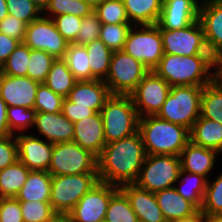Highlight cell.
Returning <instances> with one entry per match:
<instances>
[{
    "label": "cell",
    "instance_id": "6da1fadb",
    "mask_svg": "<svg viewBox=\"0 0 222 222\" xmlns=\"http://www.w3.org/2000/svg\"><path fill=\"white\" fill-rule=\"evenodd\" d=\"M146 157L140 132L107 143L97 157L100 182L115 186L136 182Z\"/></svg>",
    "mask_w": 222,
    "mask_h": 222
},
{
    "label": "cell",
    "instance_id": "7a4b0ae2",
    "mask_svg": "<svg viewBox=\"0 0 222 222\" xmlns=\"http://www.w3.org/2000/svg\"><path fill=\"white\" fill-rule=\"evenodd\" d=\"M146 155H175L190 141L189 130L156 115L139 118V129Z\"/></svg>",
    "mask_w": 222,
    "mask_h": 222
},
{
    "label": "cell",
    "instance_id": "3957f363",
    "mask_svg": "<svg viewBox=\"0 0 222 222\" xmlns=\"http://www.w3.org/2000/svg\"><path fill=\"white\" fill-rule=\"evenodd\" d=\"M100 114L106 144L138 132L140 117L130 95L112 94Z\"/></svg>",
    "mask_w": 222,
    "mask_h": 222
},
{
    "label": "cell",
    "instance_id": "277c9868",
    "mask_svg": "<svg viewBox=\"0 0 222 222\" xmlns=\"http://www.w3.org/2000/svg\"><path fill=\"white\" fill-rule=\"evenodd\" d=\"M153 71L173 86H205L214 76L202 65L196 55L165 54Z\"/></svg>",
    "mask_w": 222,
    "mask_h": 222
},
{
    "label": "cell",
    "instance_id": "5b68a950",
    "mask_svg": "<svg viewBox=\"0 0 222 222\" xmlns=\"http://www.w3.org/2000/svg\"><path fill=\"white\" fill-rule=\"evenodd\" d=\"M204 86H173L156 116L191 130L201 114Z\"/></svg>",
    "mask_w": 222,
    "mask_h": 222
},
{
    "label": "cell",
    "instance_id": "8992f818",
    "mask_svg": "<svg viewBox=\"0 0 222 222\" xmlns=\"http://www.w3.org/2000/svg\"><path fill=\"white\" fill-rule=\"evenodd\" d=\"M98 182V173L52 176L50 205L58 215H67Z\"/></svg>",
    "mask_w": 222,
    "mask_h": 222
},
{
    "label": "cell",
    "instance_id": "52a82bcc",
    "mask_svg": "<svg viewBox=\"0 0 222 222\" xmlns=\"http://www.w3.org/2000/svg\"><path fill=\"white\" fill-rule=\"evenodd\" d=\"M180 156L146 155L139 176L134 184L149 192L172 188L179 180Z\"/></svg>",
    "mask_w": 222,
    "mask_h": 222
},
{
    "label": "cell",
    "instance_id": "ba28073f",
    "mask_svg": "<svg viewBox=\"0 0 222 222\" xmlns=\"http://www.w3.org/2000/svg\"><path fill=\"white\" fill-rule=\"evenodd\" d=\"M123 51L153 70L164 55L159 27L156 24L132 25Z\"/></svg>",
    "mask_w": 222,
    "mask_h": 222
},
{
    "label": "cell",
    "instance_id": "9c48e42d",
    "mask_svg": "<svg viewBox=\"0 0 222 222\" xmlns=\"http://www.w3.org/2000/svg\"><path fill=\"white\" fill-rule=\"evenodd\" d=\"M48 172L52 176L97 173V157L73 141L56 143Z\"/></svg>",
    "mask_w": 222,
    "mask_h": 222
},
{
    "label": "cell",
    "instance_id": "30bf717a",
    "mask_svg": "<svg viewBox=\"0 0 222 222\" xmlns=\"http://www.w3.org/2000/svg\"><path fill=\"white\" fill-rule=\"evenodd\" d=\"M150 70L123 50L113 51L110 67L103 80L111 94L130 95Z\"/></svg>",
    "mask_w": 222,
    "mask_h": 222
},
{
    "label": "cell",
    "instance_id": "8fae6325",
    "mask_svg": "<svg viewBox=\"0 0 222 222\" xmlns=\"http://www.w3.org/2000/svg\"><path fill=\"white\" fill-rule=\"evenodd\" d=\"M24 44L43 50L55 59L64 58L69 42L58 32L52 18L42 16L26 26Z\"/></svg>",
    "mask_w": 222,
    "mask_h": 222
},
{
    "label": "cell",
    "instance_id": "7c38bea8",
    "mask_svg": "<svg viewBox=\"0 0 222 222\" xmlns=\"http://www.w3.org/2000/svg\"><path fill=\"white\" fill-rule=\"evenodd\" d=\"M171 86L153 70L149 71L130 93L140 118L157 115L164 104Z\"/></svg>",
    "mask_w": 222,
    "mask_h": 222
},
{
    "label": "cell",
    "instance_id": "4fadbf2b",
    "mask_svg": "<svg viewBox=\"0 0 222 222\" xmlns=\"http://www.w3.org/2000/svg\"><path fill=\"white\" fill-rule=\"evenodd\" d=\"M118 190V186L99 181L80 198L67 214L70 222H99L105 220L108 203Z\"/></svg>",
    "mask_w": 222,
    "mask_h": 222
},
{
    "label": "cell",
    "instance_id": "5bb4252c",
    "mask_svg": "<svg viewBox=\"0 0 222 222\" xmlns=\"http://www.w3.org/2000/svg\"><path fill=\"white\" fill-rule=\"evenodd\" d=\"M16 135L18 160L29 170L48 171L54 144L33 134Z\"/></svg>",
    "mask_w": 222,
    "mask_h": 222
},
{
    "label": "cell",
    "instance_id": "9a60e30c",
    "mask_svg": "<svg viewBox=\"0 0 222 222\" xmlns=\"http://www.w3.org/2000/svg\"><path fill=\"white\" fill-rule=\"evenodd\" d=\"M163 50L165 54L193 56L204 31L200 21L197 20L183 29L166 30L160 29Z\"/></svg>",
    "mask_w": 222,
    "mask_h": 222
},
{
    "label": "cell",
    "instance_id": "2e32d148",
    "mask_svg": "<svg viewBox=\"0 0 222 222\" xmlns=\"http://www.w3.org/2000/svg\"><path fill=\"white\" fill-rule=\"evenodd\" d=\"M198 0H163L162 11L157 22L159 29H183L198 20Z\"/></svg>",
    "mask_w": 222,
    "mask_h": 222
},
{
    "label": "cell",
    "instance_id": "e0dca14e",
    "mask_svg": "<svg viewBox=\"0 0 222 222\" xmlns=\"http://www.w3.org/2000/svg\"><path fill=\"white\" fill-rule=\"evenodd\" d=\"M39 82L27 76H10L2 73L0 77V96L7 106L34 108Z\"/></svg>",
    "mask_w": 222,
    "mask_h": 222
},
{
    "label": "cell",
    "instance_id": "ac0fdd59",
    "mask_svg": "<svg viewBox=\"0 0 222 222\" xmlns=\"http://www.w3.org/2000/svg\"><path fill=\"white\" fill-rule=\"evenodd\" d=\"M111 92L103 80L77 81L66 97L70 107H89L100 112Z\"/></svg>",
    "mask_w": 222,
    "mask_h": 222
},
{
    "label": "cell",
    "instance_id": "d6986e66",
    "mask_svg": "<svg viewBox=\"0 0 222 222\" xmlns=\"http://www.w3.org/2000/svg\"><path fill=\"white\" fill-rule=\"evenodd\" d=\"M47 142L52 144L72 142L74 137V123L66 118L63 112H37L33 125Z\"/></svg>",
    "mask_w": 222,
    "mask_h": 222
},
{
    "label": "cell",
    "instance_id": "ffe728a7",
    "mask_svg": "<svg viewBox=\"0 0 222 222\" xmlns=\"http://www.w3.org/2000/svg\"><path fill=\"white\" fill-rule=\"evenodd\" d=\"M73 142L98 157L106 145L100 112L74 123Z\"/></svg>",
    "mask_w": 222,
    "mask_h": 222
},
{
    "label": "cell",
    "instance_id": "44dd1931",
    "mask_svg": "<svg viewBox=\"0 0 222 222\" xmlns=\"http://www.w3.org/2000/svg\"><path fill=\"white\" fill-rule=\"evenodd\" d=\"M119 189L129 199L131 208L139 220L145 222H166L157 204L155 193L139 188L136 184H125Z\"/></svg>",
    "mask_w": 222,
    "mask_h": 222
},
{
    "label": "cell",
    "instance_id": "7402d4cb",
    "mask_svg": "<svg viewBox=\"0 0 222 222\" xmlns=\"http://www.w3.org/2000/svg\"><path fill=\"white\" fill-rule=\"evenodd\" d=\"M218 155L220 153L216 150L198 146L189 141L180 154L181 171L199 174L208 180Z\"/></svg>",
    "mask_w": 222,
    "mask_h": 222
},
{
    "label": "cell",
    "instance_id": "603a6c76",
    "mask_svg": "<svg viewBox=\"0 0 222 222\" xmlns=\"http://www.w3.org/2000/svg\"><path fill=\"white\" fill-rule=\"evenodd\" d=\"M155 197L166 222L187 217L198 210L192 202L179 195L174 187L155 192Z\"/></svg>",
    "mask_w": 222,
    "mask_h": 222
},
{
    "label": "cell",
    "instance_id": "cb8c5ba5",
    "mask_svg": "<svg viewBox=\"0 0 222 222\" xmlns=\"http://www.w3.org/2000/svg\"><path fill=\"white\" fill-rule=\"evenodd\" d=\"M190 141L198 146L222 153V124L200 117L189 131Z\"/></svg>",
    "mask_w": 222,
    "mask_h": 222
},
{
    "label": "cell",
    "instance_id": "d4e9b609",
    "mask_svg": "<svg viewBox=\"0 0 222 222\" xmlns=\"http://www.w3.org/2000/svg\"><path fill=\"white\" fill-rule=\"evenodd\" d=\"M51 179L52 175L48 171L30 170L15 198L19 201L49 202Z\"/></svg>",
    "mask_w": 222,
    "mask_h": 222
},
{
    "label": "cell",
    "instance_id": "484cf974",
    "mask_svg": "<svg viewBox=\"0 0 222 222\" xmlns=\"http://www.w3.org/2000/svg\"><path fill=\"white\" fill-rule=\"evenodd\" d=\"M198 20L204 35L222 47V4L216 0L200 2Z\"/></svg>",
    "mask_w": 222,
    "mask_h": 222
},
{
    "label": "cell",
    "instance_id": "4316f807",
    "mask_svg": "<svg viewBox=\"0 0 222 222\" xmlns=\"http://www.w3.org/2000/svg\"><path fill=\"white\" fill-rule=\"evenodd\" d=\"M123 3L133 25L157 24L163 0H123Z\"/></svg>",
    "mask_w": 222,
    "mask_h": 222
},
{
    "label": "cell",
    "instance_id": "83f0119b",
    "mask_svg": "<svg viewBox=\"0 0 222 222\" xmlns=\"http://www.w3.org/2000/svg\"><path fill=\"white\" fill-rule=\"evenodd\" d=\"M76 82L66 61L63 58H57L52 62L44 83L55 93L66 98Z\"/></svg>",
    "mask_w": 222,
    "mask_h": 222
},
{
    "label": "cell",
    "instance_id": "f1b7e54d",
    "mask_svg": "<svg viewBox=\"0 0 222 222\" xmlns=\"http://www.w3.org/2000/svg\"><path fill=\"white\" fill-rule=\"evenodd\" d=\"M30 170L19 160L0 170V198L16 197Z\"/></svg>",
    "mask_w": 222,
    "mask_h": 222
},
{
    "label": "cell",
    "instance_id": "f546056e",
    "mask_svg": "<svg viewBox=\"0 0 222 222\" xmlns=\"http://www.w3.org/2000/svg\"><path fill=\"white\" fill-rule=\"evenodd\" d=\"M85 48L91 68V81L95 79L104 80L109 71L113 51L100 39L88 43Z\"/></svg>",
    "mask_w": 222,
    "mask_h": 222
},
{
    "label": "cell",
    "instance_id": "4dcf8cb0",
    "mask_svg": "<svg viewBox=\"0 0 222 222\" xmlns=\"http://www.w3.org/2000/svg\"><path fill=\"white\" fill-rule=\"evenodd\" d=\"M178 181L176 183H179V187L174 186L177 193L200 209L205 195L207 179L199 174L180 171Z\"/></svg>",
    "mask_w": 222,
    "mask_h": 222
},
{
    "label": "cell",
    "instance_id": "1f68e13d",
    "mask_svg": "<svg viewBox=\"0 0 222 222\" xmlns=\"http://www.w3.org/2000/svg\"><path fill=\"white\" fill-rule=\"evenodd\" d=\"M200 115L222 124V85L215 79L203 87Z\"/></svg>",
    "mask_w": 222,
    "mask_h": 222
},
{
    "label": "cell",
    "instance_id": "d6a6232c",
    "mask_svg": "<svg viewBox=\"0 0 222 222\" xmlns=\"http://www.w3.org/2000/svg\"><path fill=\"white\" fill-rule=\"evenodd\" d=\"M63 59L77 81H91V68L84 45L70 43Z\"/></svg>",
    "mask_w": 222,
    "mask_h": 222
},
{
    "label": "cell",
    "instance_id": "836d02e7",
    "mask_svg": "<svg viewBox=\"0 0 222 222\" xmlns=\"http://www.w3.org/2000/svg\"><path fill=\"white\" fill-rule=\"evenodd\" d=\"M196 56L214 77L220 72L222 68V47L213 42L208 36L203 35L201 38Z\"/></svg>",
    "mask_w": 222,
    "mask_h": 222
},
{
    "label": "cell",
    "instance_id": "e575fe53",
    "mask_svg": "<svg viewBox=\"0 0 222 222\" xmlns=\"http://www.w3.org/2000/svg\"><path fill=\"white\" fill-rule=\"evenodd\" d=\"M105 220L107 222H139L136 213L131 208L129 199L120 189L108 203Z\"/></svg>",
    "mask_w": 222,
    "mask_h": 222
},
{
    "label": "cell",
    "instance_id": "d590c367",
    "mask_svg": "<svg viewBox=\"0 0 222 222\" xmlns=\"http://www.w3.org/2000/svg\"><path fill=\"white\" fill-rule=\"evenodd\" d=\"M94 9L84 0H50L48 6L43 11V16L53 18L58 15L71 14L78 17L89 15Z\"/></svg>",
    "mask_w": 222,
    "mask_h": 222
},
{
    "label": "cell",
    "instance_id": "8d00e7d4",
    "mask_svg": "<svg viewBox=\"0 0 222 222\" xmlns=\"http://www.w3.org/2000/svg\"><path fill=\"white\" fill-rule=\"evenodd\" d=\"M93 11L104 24L131 23L123 0H103Z\"/></svg>",
    "mask_w": 222,
    "mask_h": 222
},
{
    "label": "cell",
    "instance_id": "74e56055",
    "mask_svg": "<svg viewBox=\"0 0 222 222\" xmlns=\"http://www.w3.org/2000/svg\"><path fill=\"white\" fill-rule=\"evenodd\" d=\"M132 23L104 24L99 33V39L112 51L123 50Z\"/></svg>",
    "mask_w": 222,
    "mask_h": 222
},
{
    "label": "cell",
    "instance_id": "f35d334b",
    "mask_svg": "<svg viewBox=\"0 0 222 222\" xmlns=\"http://www.w3.org/2000/svg\"><path fill=\"white\" fill-rule=\"evenodd\" d=\"M54 60L55 58L49 53L30 48L27 77L39 83H44Z\"/></svg>",
    "mask_w": 222,
    "mask_h": 222
},
{
    "label": "cell",
    "instance_id": "ab89813d",
    "mask_svg": "<svg viewBox=\"0 0 222 222\" xmlns=\"http://www.w3.org/2000/svg\"><path fill=\"white\" fill-rule=\"evenodd\" d=\"M23 222H50L58 214L50 202L20 201Z\"/></svg>",
    "mask_w": 222,
    "mask_h": 222
},
{
    "label": "cell",
    "instance_id": "60d3db41",
    "mask_svg": "<svg viewBox=\"0 0 222 222\" xmlns=\"http://www.w3.org/2000/svg\"><path fill=\"white\" fill-rule=\"evenodd\" d=\"M30 47L20 43L2 65V73L10 76H27Z\"/></svg>",
    "mask_w": 222,
    "mask_h": 222
},
{
    "label": "cell",
    "instance_id": "b9f144b4",
    "mask_svg": "<svg viewBox=\"0 0 222 222\" xmlns=\"http://www.w3.org/2000/svg\"><path fill=\"white\" fill-rule=\"evenodd\" d=\"M64 97L55 93L45 83H39L34 109L36 112L59 113L62 111Z\"/></svg>",
    "mask_w": 222,
    "mask_h": 222
},
{
    "label": "cell",
    "instance_id": "7bdbcfd3",
    "mask_svg": "<svg viewBox=\"0 0 222 222\" xmlns=\"http://www.w3.org/2000/svg\"><path fill=\"white\" fill-rule=\"evenodd\" d=\"M36 110L23 106H7V120L10 132H17L32 128L35 123ZM17 131V132H15Z\"/></svg>",
    "mask_w": 222,
    "mask_h": 222
},
{
    "label": "cell",
    "instance_id": "ee69618b",
    "mask_svg": "<svg viewBox=\"0 0 222 222\" xmlns=\"http://www.w3.org/2000/svg\"><path fill=\"white\" fill-rule=\"evenodd\" d=\"M214 181L207 180L205 195L200 210L205 215L222 213V173Z\"/></svg>",
    "mask_w": 222,
    "mask_h": 222
},
{
    "label": "cell",
    "instance_id": "f6af8a7d",
    "mask_svg": "<svg viewBox=\"0 0 222 222\" xmlns=\"http://www.w3.org/2000/svg\"><path fill=\"white\" fill-rule=\"evenodd\" d=\"M10 15L24 21L27 25L40 18L43 12L30 0H6Z\"/></svg>",
    "mask_w": 222,
    "mask_h": 222
},
{
    "label": "cell",
    "instance_id": "bcb514c9",
    "mask_svg": "<svg viewBox=\"0 0 222 222\" xmlns=\"http://www.w3.org/2000/svg\"><path fill=\"white\" fill-rule=\"evenodd\" d=\"M101 27L102 23L99 21L97 14L92 11L82 18L80 31L74 44L85 46L94 40H98Z\"/></svg>",
    "mask_w": 222,
    "mask_h": 222
},
{
    "label": "cell",
    "instance_id": "7dc6e473",
    "mask_svg": "<svg viewBox=\"0 0 222 222\" xmlns=\"http://www.w3.org/2000/svg\"><path fill=\"white\" fill-rule=\"evenodd\" d=\"M58 32L69 42L74 43L78 32L80 31L81 21L82 18L71 15V14H64L58 15L52 18Z\"/></svg>",
    "mask_w": 222,
    "mask_h": 222
},
{
    "label": "cell",
    "instance_id": "c3c4849f",
    "mask_svg": "<svg viewBox=\"0 0 222 222\" xmlns=\"http://www.w3.org/2000/svg\"><path fill=\"white\" fill-rule=\"evenodd\" d=\"M15 135L0 137V170L18 160V145Z\"/></svg>",
    "mask_w": 222,
    "mask_h": 222
},
{
    "label": "cell",
    "instance_id": "681fc988",
    "mask_svg": "<svg viewBox=\"0 0 222 222\" xmlns=\"http://www.w3.org/2000/svg\"><path fill=\"white\" fill-rule=\"evenodd\" d=\"M0 222H23L20 201L15 197L0 198Z\"/></svg>",
    "mask_w": 222,
    "mask_h": 222
},
{
    "label": "cell",
    "instance_id": "f907efd6",
    "mask_svg": "<svg viewBox=\"0 0 222 222\" xmlns=\"http://www.w3.org/2000/svg\"><path fill=\"white\" fill-rule=\"evenodd\" d=\"M26 26L24 21L9 14L0 21V32L23 43Z\"/></svg>",
    "mask_w": 222,
    "mask_h": 222
},
{
    "label": "cell",
    "instance_id": "816d5d0a",
    "mask_svg": "<svg viewBox=\"0 0 222 222\" xmlns=\"http://www.w3.org/2000/svg\"><path fill=\"white\" fill-rule=\"evenodd\" d=\"M62 112L72 123L90 117L96 113L89 107H70V101L67 98L63 100Z\"/></svg>",
    "mask_w": 222,
    "mask_h": 222
},
{
    "label": "cell",
    "instance_id": "f5cc1de1",
    "mask_svg": "<svg viewBox=\"0 0 222 222\" xmlns=\"http://www.w3.org/2000/svg\"><path fill=\"white\" fill-rule=\"evenodd\" d=\"M21 42L0 32V64L3 65L8 56Z\"/></svg>",
    "mask_w": 222,
    "mask_h": 222
},
{
    "label": "cell",
    "instance_id": "db71d44e",
    "mask_svg": "<svg viewBox=\"0 0 222 222\" xmlns=\"http://www.w3.org/2000/svg\"><path fill=\"white\" fill-rule=\"evenodd\" d=\"M13 135L8 126L7 120V104L0 96V137Z\"/></svg>",
    "mask_w": 222,
    "mask_h": 222
},
{
    "label": "cell",
    "instance_id": "11a10c76",
    "mask_svg": "<svg viewBox=\"0 0 222 222\" xmlns=\"http://www.w3.org/2000/svg\"><path fill=\"white\" fill-rule=\"evenodd\" d=\"M172 222H206L205 214L198 209L195 213Z\"/></svg>",
    "mask_w": 222,
    "mask_h": 222
},
{
    "label": "cell",
    "instance_id": "9f6ffc18",
    "mask_svg": "<svg viewBox=\"0 0 222 222\" xmlns=\"http://www.w3.org/2000/svg\"><path fill=\"white\" fill-rule=\"evenodd\" d=\"M9 15L6 0H0V21Z\"/></svg>",
    "mask_w": 222,
    "mask_h": 222
},
{
    "label": "cell",
    "instance_id": "6f0895ef",
    "mask_svg": "<svg viewBox=\"0 0 222 222\" xmlns=\"http://www.w3.org/2000/svg\"><path fill=\"white\" fill-rule=\"evenodd\" d=\"M206 222H222V213L205 215Z\"/></svg>",
    "mask_w": 222,
    "mask_h": 222
},
{
    "label": "cell",
    "instance_id": "680465c9",
    "mask_svg": "<svg viewBox=\"0 0 222 222\" xmlns=\"http://www.w3.org/2000/svg\"><path fill=\"white\" fill-rule=\"evenodd\" d=\"M32 3H34L36 6L40 8V10L43 12L45 8L48 6L50 0H30Z\"/></svg>",
    "mask_w": 222,
    "mask_h": 222
},
{
    "label": "cell",
    "instance_id": "91938a15",
    "mask_svg": "<svg viewBox=\"0 0 222 222\" xmlns=\"http://www.w3.org/2000/svg\"><path fill=\"white\" fill-rule=\"evenodd\" d=\"M50 222H70V219L67 215H57L52 221Z\"/></svg>",
    "mask_w": 222,
    "mask_h": 222
},
{
    "label": "cell",
    "instance_id": "94428289",
    "mask_svg": "<svg viewBox=\"0 0 222 222\" xmlns=\"http://www.w3.org/2000/svg\"><path fill=\"white\" fill-rule=\"evenodd\" d=\"M89 6L95 9L103 0H84Z\"/></svg>",
    "mask_w": 222,
    "mask_h": 222
},
{
    "label": "cell",
    "instance_id": "6125c7cd",
    "mask_svg": "<svg viewBox=\"0 0 222 222\" xmlns=\"http://www.w3.org/2000/svg\"><path fill=\"white\" fill-rule=\"evenodd\" d=\"M215 80H217L222 85V68L220 72L214 77Z\"/></svg>",
    "mask_w": 222,
    "mask_h": 222
},
{
    "label": "cell",
    "instance_id": "be15d7a7",
    "mask_svg": "<svg viewBox=\"0 0 222 222\" xmlns=\"http://www.w3.org/2000/svg\"><path fill=\"white\" fill-rule=\"evenodd\" d=\"M2 75V65L0 64V77Z\"/></svg>",
    "mask_w": 222,
    "mask_h": 222
}]
</instances>
